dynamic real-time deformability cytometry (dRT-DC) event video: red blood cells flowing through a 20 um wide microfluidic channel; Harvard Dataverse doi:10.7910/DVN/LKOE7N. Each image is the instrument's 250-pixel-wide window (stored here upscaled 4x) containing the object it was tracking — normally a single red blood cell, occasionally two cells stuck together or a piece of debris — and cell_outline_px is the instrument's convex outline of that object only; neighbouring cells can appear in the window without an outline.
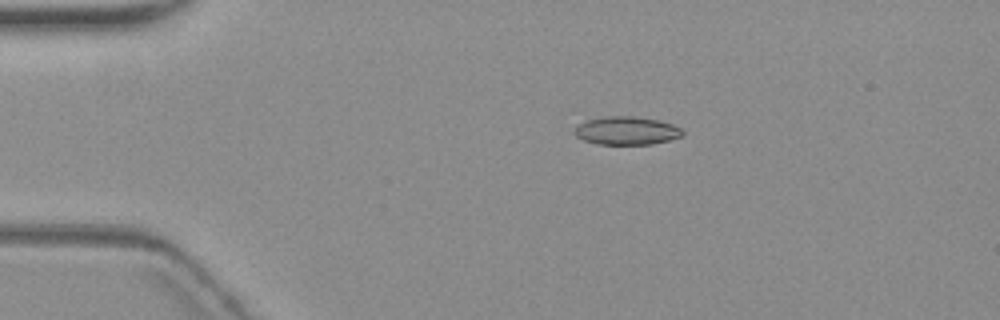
{"species": "common noctule bat (a hibernating species)", "species_latin": "Nyctalus noctula", "temperature_condition": "warm", "stored_images_in_passage": 6, "camera_frame_rate_fps": 3000, "um_per_image_px": 0.085, "animal": {"sex": "female", "body_mass_g": 19.3, "forearm_length_mm": 54.1}, "frame": {"image": 1, "passage_image": 4, "time_ms": 3.667, "image_size_px": [1000, 320], "cell_outline_px": [[684, 136], [652, 144], [596, 144], [584, 140], [576, 136], [572, 132], [580, 124], [588, 120], [604, 116], [632, 116], [656, 120], [672, 124], [680, 128], [684, 132]], "centroid_in_image_um": [53.26, 11.11], "position_along_channel_um": 31.7, "area_um2": 17.63}}
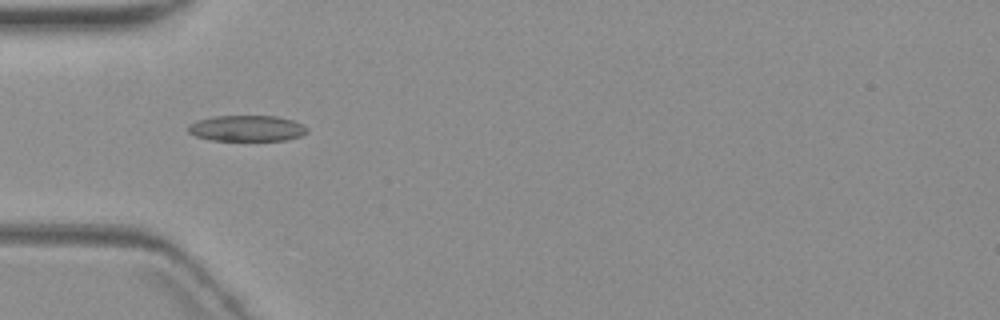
{"frame": {"image": 2, "passage_image": 6, "time_ms": 6.0, "image_size_px": [1000, 320], "cell_outline_px": [[308, 132], [300, 136], [288, 140], [212, 140], [196, 136], [188, 132], [188, 124], [212, 116], [276, 116], [292, 120], [304, 124], [308, 128]], "centroid_in_image_um": [21.02, 10.9], "position_along_channel_um": 64.0, "area_um2": 17.98}}